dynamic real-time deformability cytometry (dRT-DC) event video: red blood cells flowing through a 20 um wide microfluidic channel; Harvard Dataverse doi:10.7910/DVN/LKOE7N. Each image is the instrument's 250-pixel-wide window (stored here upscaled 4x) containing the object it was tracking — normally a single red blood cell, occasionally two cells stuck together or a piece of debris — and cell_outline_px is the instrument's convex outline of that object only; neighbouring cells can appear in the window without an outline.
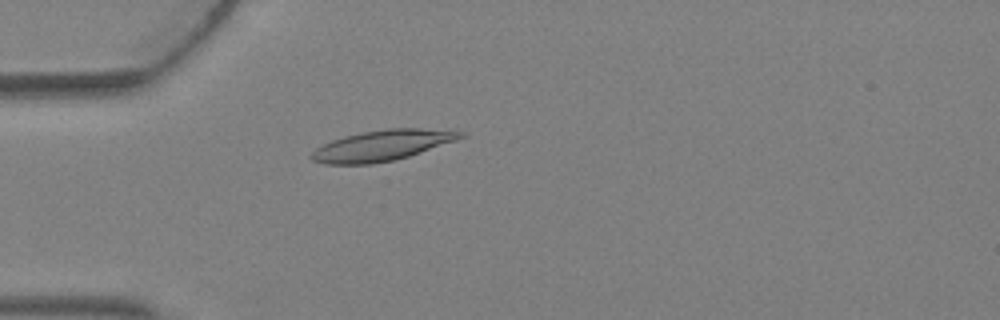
{"species": "Egyptian fruit bat (a non-hibernating species)", "species_latin": "Rousettus aegyptiacus", "temperature_condition": "warm", "stored_images_in_passage": 4, "camera_frame_rate_fps": 3000, "um_per_image_px": 0.085, "animal": {"sex": "female"}, "frame": {"image": 1, "passage_image": 4, "time_ms": 1.0, "image_size_px": [1000, 320], "cell_outline_px": [[468, 136], [408, 156], [392, 160], [372, 164], [324, 164], [312, 160], [308, 156], [316, 148], [332, 140], [344, 136], [364, 132], [388, 128], [420, 128], [464, 132]], "centroid_in_image_um": [32.45, 12.36], "position_along_channel_um": 52.5, "area_um2": 26.36}}